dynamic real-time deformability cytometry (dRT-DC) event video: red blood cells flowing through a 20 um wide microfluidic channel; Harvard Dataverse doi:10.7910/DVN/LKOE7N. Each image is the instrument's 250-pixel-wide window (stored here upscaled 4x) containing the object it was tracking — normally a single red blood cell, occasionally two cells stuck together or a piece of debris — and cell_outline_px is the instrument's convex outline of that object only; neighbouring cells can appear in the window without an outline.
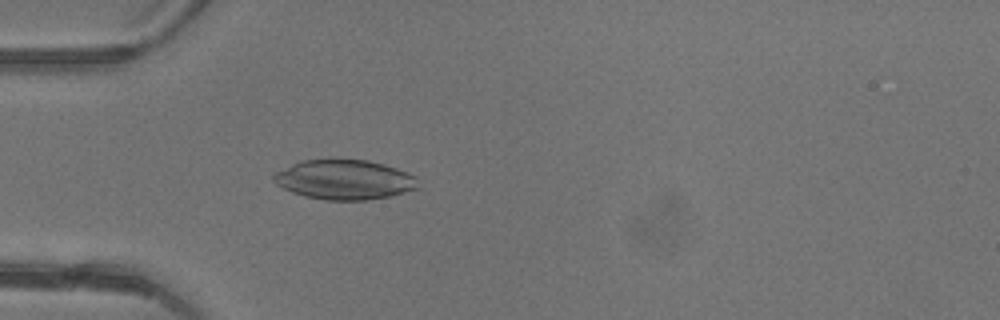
{"species": "common noctule bat (a hibernating species)", "species_latin": "Nyctalus noctula", "temperature_condition": "warm", "stored_images_in_passage": 47, "camera_frame_rate_fps": 3000, "um_per_image_px": 0.085, "animal": {"sex": "female"}, "frame": {"image": 1, "passage_image": 15, "time_ms": 4.667, "image_size_px": [1000, 320], "cell_outline_px": [[420, 188], [388, 196], [368, 200], [324, 200], [292, 192], [276, 184], [272, 180], [272, 176], [276, 172], [300, 160], [332, 156], [368, 160], [384, 164], [396, 168], [416, 176]], "centroid_in_image_um": [29.26, 15.22], "position_along_channel_um": 55.7, "area_um2": 34.22}}
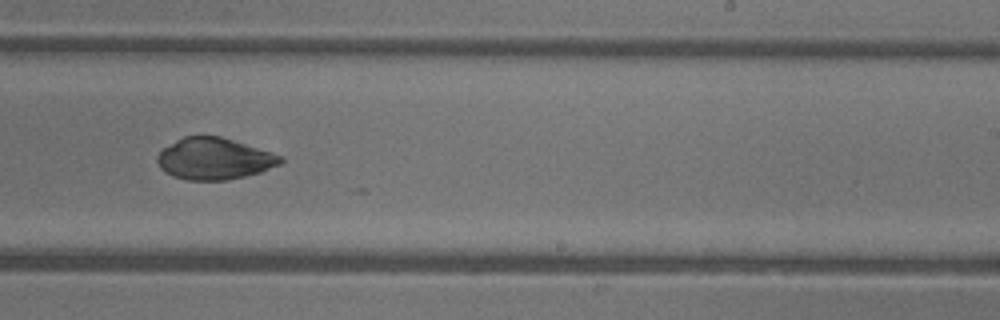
{"frame": {"image": 2, "passage_image": 30, "time_ms": 9.667, "image_size_px": [1000, 320], "cell_outline_px": [[284, 164], [260, 172], [244, 176], [224, 180], [188, 180], [172, 176], [160, 168], [156, 160], [156, 156], [164, 148], [176, 140], [184, 136], [220, 136], [272, 152], [284, 156]], "centroid_in_image_um": [18.24, 13.49], "position_along_channel_um": 270.8, "area_um2": 29.94}}
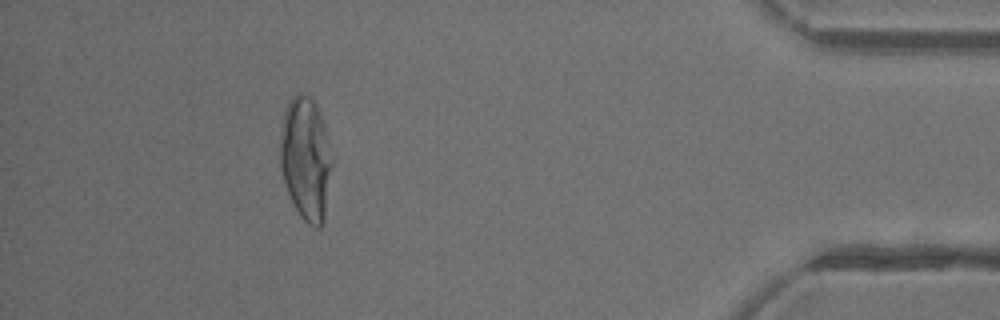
{"frame": {"image": 3, "passage_image": 43, "time_ms": 14.0, "image_size_px": [1000, 320], "cell_outline_px": [[332, 164], [324, 220], [320, 228], [316, 228], [308, 224], [300, 216], [288, 192], [284, 180], [280, 164], [280, 144], [284, 108], [288, 100], [296, 92], [300, 92], [308, 96], [316, 104], [324, 124], [332, 160]], "centroid_in_image_um": [25.99, 13.46], "position_along_channel_um": 409.2, "area_um2": 37.11}}